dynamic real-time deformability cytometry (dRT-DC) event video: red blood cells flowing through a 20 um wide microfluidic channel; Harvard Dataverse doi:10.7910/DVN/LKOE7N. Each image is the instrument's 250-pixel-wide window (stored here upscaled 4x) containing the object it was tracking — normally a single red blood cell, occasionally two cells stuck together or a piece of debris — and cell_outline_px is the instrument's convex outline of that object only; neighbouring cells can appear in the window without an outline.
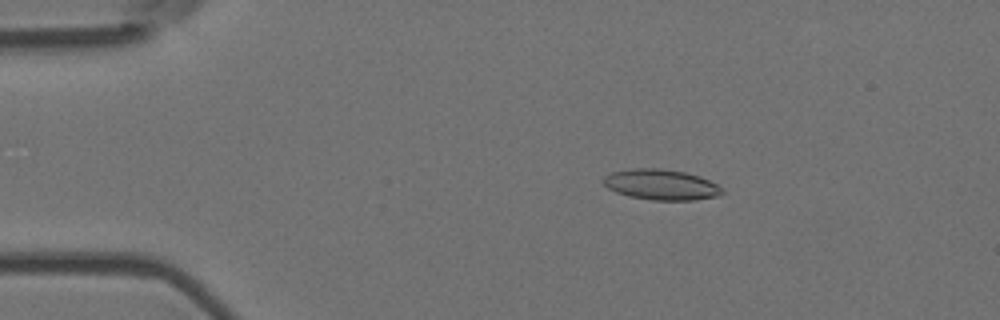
{"species": "Egyptian fruit bat (a non-hibernating species)", "species_latin": "Rousettus aegyptiacus", "temperature_condition": "room temperature", "stored_images_in_passage": 4, "camera_frame_rate_fps": 3000, "um_per_image_px": 0.085, "animal": {"sex": "female"}, "frame": {"image": 1, "passage_image": 3, "time_ms": 0.667, "image_size_px": [1000, 320], "cell_outline_px": [[724, 192], [720, 196], [696, 200], [652, 200], [628, 196], [616, 192], [608, 188], [604, 184], [604, 176], [612, 172], [632, 168], [660, 168], [684, 172], [700, 176], [716, 184]], "centroid_in_image_um": [56.2, 15.7], "position_along_channel_um": 28.8, "area_um2": 21.15}}